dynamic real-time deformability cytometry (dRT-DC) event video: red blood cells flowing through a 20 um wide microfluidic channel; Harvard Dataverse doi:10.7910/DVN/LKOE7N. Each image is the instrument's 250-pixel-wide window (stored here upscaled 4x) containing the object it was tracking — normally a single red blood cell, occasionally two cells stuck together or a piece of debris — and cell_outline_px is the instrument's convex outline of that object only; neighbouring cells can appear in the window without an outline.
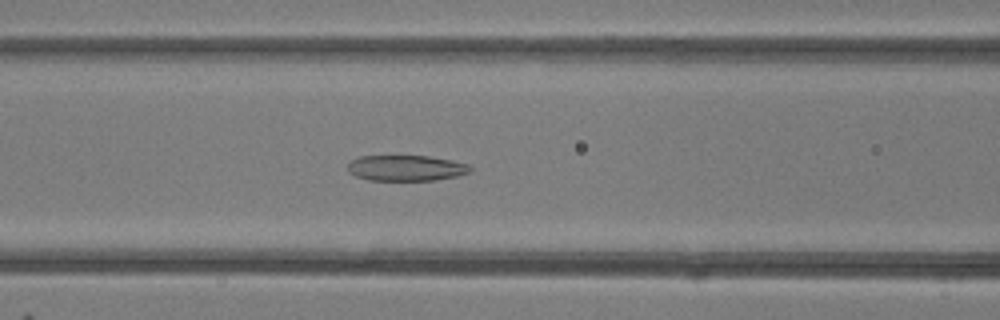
{"species": "common noctule bat (a hibernating species)", "species_latin": "Nyctalus noctula", "temperature_condition": "room temperature", "stored_images_in_passage": 48, "camera_frame_rate_fps": 3000, "um_per_image_px": 0.085, "animal": {"sex": "female"}, "frame": {"image": 1, "passage_image": 19, "time_ms": 6.0, "image_size_px": [1000, 320], "cell_outline_px": [[472, 172], [456, 176], [436, 180], [368, 180], [356, 176], [348, 172], [348, 164], [352, 160], [360, 156], [428, 156], [452, 160], [468, 164], [472, 168]], "centroid_in_image_um": [34.53, 14.28], "position_along_channel_um": 132.1, "area_um2": 18.38}}
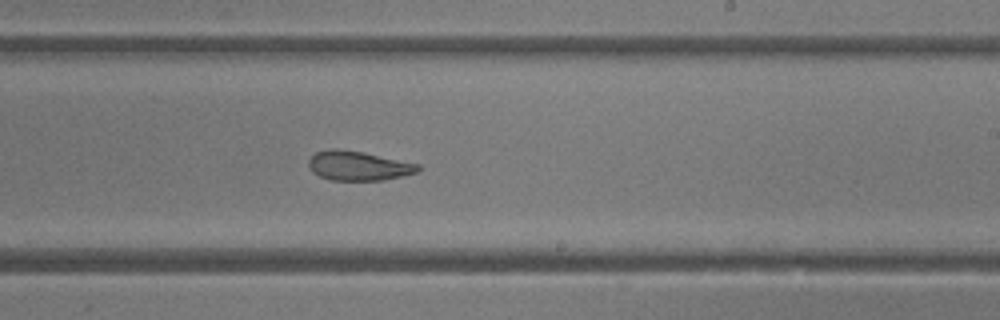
{"frame": {"image": 2, "passage_image": 28, "time_ms": 9.0, "image_size_px": [1000, 320], "cell_outline_px": [[420, 168], [416, 172], [404, 176], [384, 180], [332, 180], [320, 176], [312, 172], [308, 164], [308, 160], [316, 152], [328, 148], [336, 148], [364, 152], [420, 164]], "centroid_in_image_um": [30.46, 14.08], "position_along_channel_um": 258.5, "area_um2": 18.84}}
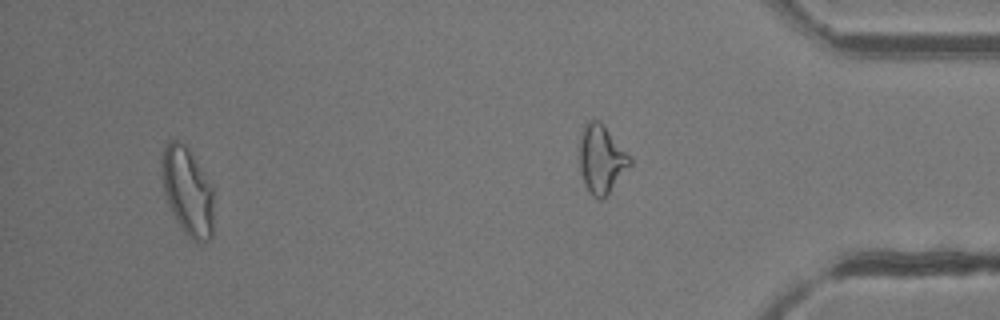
{"frame": {"image": 3, "passage_image": 45, "time_ms": 14.667, "image_size_px": [1000, 320], "cell_outline_px": [[212, 236], [208, 240], [200, 244], [192, 240], [184, 232], [176, 220], [168, 204], [164, 192], [160, 160], [164, 148], [168, 140], [176, 140], [184, 144], [188, 148], [212, 184]], "centroid_in_image_um": [15.93, 16.25], "position_along_channel_um": 419.3, "area_um2": 26.7}, "authors_computed_cell_mechanics": {"area_um2": 22.3686, "velocity_mm_per_s": 4.233, "shape_relaxation_time_tau1_ms": null, "shape_relaxation_time_tau2_ms": 3.1228, "deformation_change_tau1": null, "deformation_change_tau2": 0.1104}}